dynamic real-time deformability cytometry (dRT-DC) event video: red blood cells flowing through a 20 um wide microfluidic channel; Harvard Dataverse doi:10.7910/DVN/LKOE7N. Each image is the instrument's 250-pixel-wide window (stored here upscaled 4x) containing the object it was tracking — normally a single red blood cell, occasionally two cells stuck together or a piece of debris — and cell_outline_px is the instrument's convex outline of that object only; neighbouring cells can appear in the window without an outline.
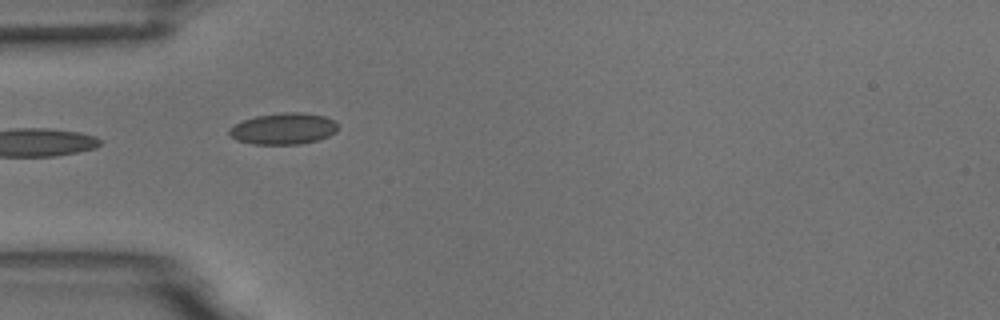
{"species": "common noctule bat (a hibernating species)", "species_latin": "Nyctalus noctula", "temperature_condition": "room temperature", "stored_images_in_passage": 9, "camera_frame_rate_fps": 3000, "um_per_image_px": 0.085, "animal": {"sex": "male", "body_mass_g": 18.8}, "frame": {"image": 1, "passage_image": 6, "time_ms": 6.0, "image_size_px": [1000, 320], "cell_outline_px": [[336, 132], [320, 140], [300, 144], [252, 144], [236, 140], [228, 136], [228, 128], [244, 120], [256, 116], [284, 112], [304, 112], [324, 116], [332, 120], [336, 124]], "centroid_in_image_um": [24.06, 10.94], "position_along_channel_um": 60.9, "area_um2": 19.94}}